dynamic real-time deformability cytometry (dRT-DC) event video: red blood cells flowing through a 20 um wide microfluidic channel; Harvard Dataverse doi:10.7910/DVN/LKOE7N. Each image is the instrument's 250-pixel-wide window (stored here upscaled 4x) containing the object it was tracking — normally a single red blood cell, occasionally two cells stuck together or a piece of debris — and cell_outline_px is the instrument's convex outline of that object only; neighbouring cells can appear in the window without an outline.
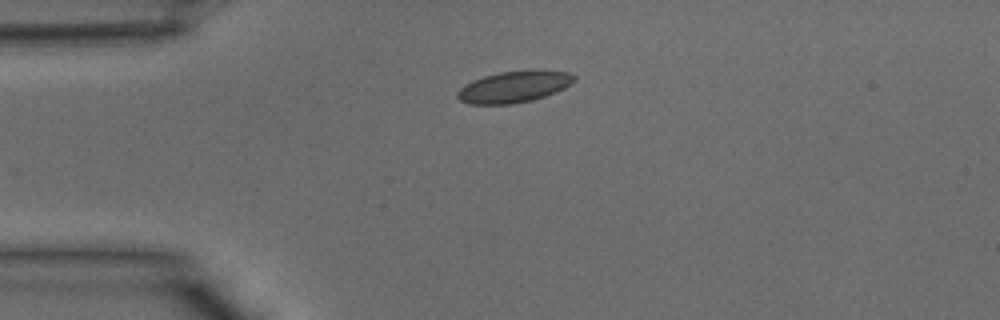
{"species": "common noctule bat (a hibernating species)", "species_latin": "Nyctalus noctula", "temperature_condition": "warm", "stored_images_in_passage": 31, "camera_frame_rate_fps": 3000, "um_per_image_px": 0.085, "animal": {"sex": "male", "body_mass_g": 15.6}, "frame": {"image": 1, "passage_image": 1, "time_ms": 0.0, "image_size_px": [1000, 320], "cell_outline_px": [[576, 80], [572, 84], [556, 92], [532, 100], [512, 104], [468, 104], [460, 100], [456, 96], [456, 92], [464, 84], [472, 80], [484, 76], [500, 72], [568, 72], [576, 76]], "centroid_in_image_um": [43.64, 7.41], "position_along_channel_um": 41.4, "area_um2": 20.92}}
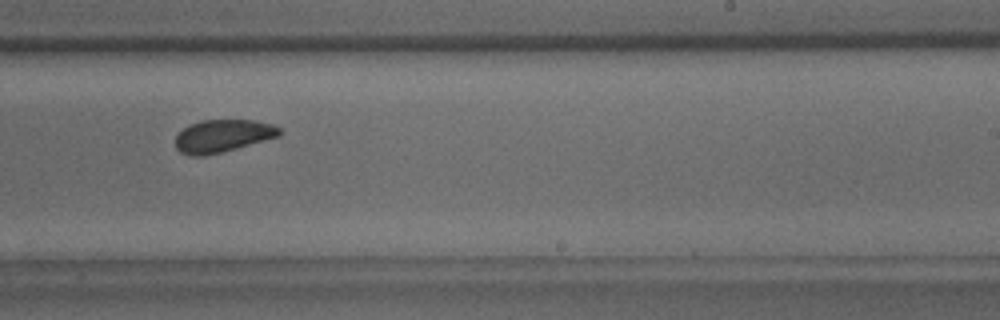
{"frame": {"image": 2, "passage_image": 16, "time_ms": 5.0, "image_size_px": [1000, 320], "cell_outline_px": [[280, 136], [236, 148], [204, 156], [192, 156], [180, 152], [176, 148], [176, 136], [188, 124], [200, 120], [252, 120], [272, 124], [280, 128]], "centroid_in_image_um": [18.91, 11.54], "position_along_channel_um": 270.1, "area_um2": 19.65}}
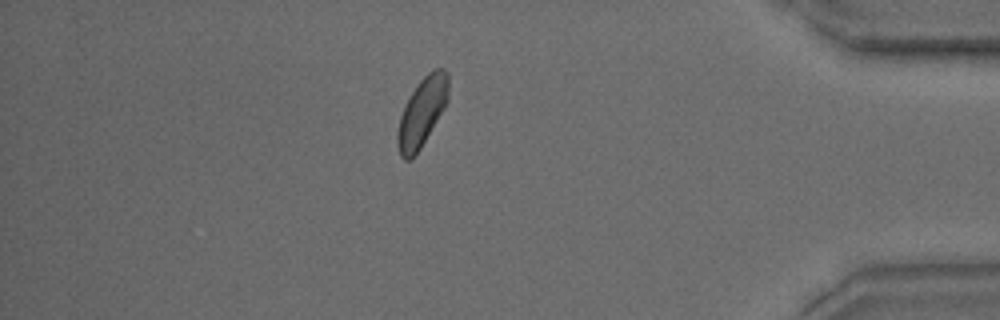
{"frame": {"image": 3, "passage_image": 26, "time_ms": 8.333, "image_size_px": [1000, 320], "cell_outline_px": [[448, 100], [444, 108], [420, 148], [408, 160], [404, 160], [400, 156], [396, 140], [396, 136], [400, 116], [412, 92], [420, 80], [428, 72], [436, 68], [444, 68], [448, 72]], "centroid_in_image_um": [35.87, 9.51], "position_along_channel_um": 399.3, "area_um2": 20.0}}